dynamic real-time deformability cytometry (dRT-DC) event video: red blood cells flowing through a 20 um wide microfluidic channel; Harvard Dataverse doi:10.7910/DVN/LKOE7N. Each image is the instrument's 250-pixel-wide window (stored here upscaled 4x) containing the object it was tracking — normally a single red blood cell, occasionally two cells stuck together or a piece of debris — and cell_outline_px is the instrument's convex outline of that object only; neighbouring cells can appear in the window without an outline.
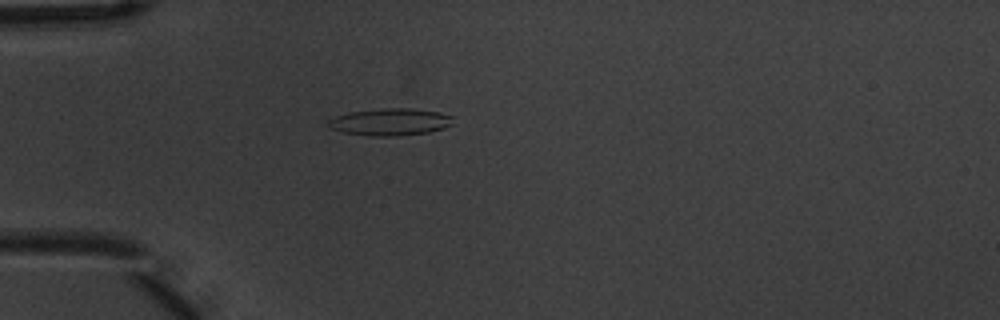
{"species": "common noctule bat (a hibernating species)", "species_latin": "Nyctalus noctula", "temperature_condition": "warm", "stored_images_in_passage": 2, "camera_frame_rate_fps": 3000, "um_per_image_px": 0.085, "animal": {"sex": "male", "body_mass_g": 20.1, "forearm_length_mm": 53.5}, "frame": {"image": 1, "passage_image": 1, "time_ms": 0.0, "image_size_px": [1000, 320], "cell_outline_px": [[452, 124], [444, 128], [428, 132], [400, 136], [368, 136], [344, 132], [328, 128], [328, 120], [336, 116], [348, 112], [384, 108], [412, 108], [440, 112], [452, 116]], "centroid_in_image_um": [33.16, 10.36], "position_along_channel_um": 51.8, "area_um2": 19.83}}